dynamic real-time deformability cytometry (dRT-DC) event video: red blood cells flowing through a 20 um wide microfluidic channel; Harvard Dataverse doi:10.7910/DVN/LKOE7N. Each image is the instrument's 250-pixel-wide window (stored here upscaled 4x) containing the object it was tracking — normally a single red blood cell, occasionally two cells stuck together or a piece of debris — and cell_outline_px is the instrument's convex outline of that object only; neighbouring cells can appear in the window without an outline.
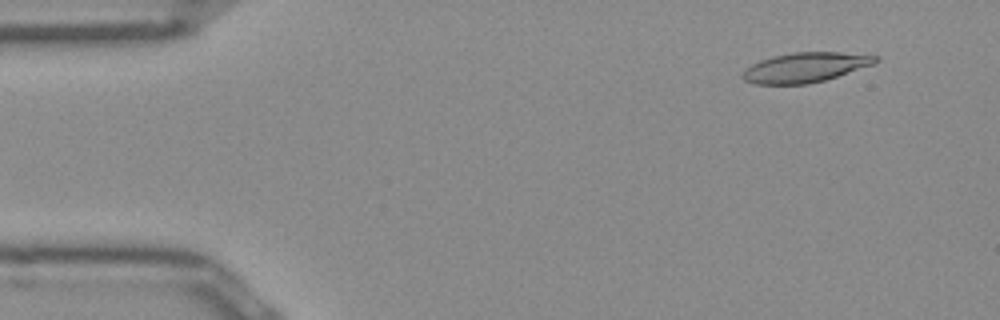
{"species": "Egyptian fruit bat (a non-hibernating species)", "species_latin": "Rousettus aegyptiacus", "temperature_condition": "room temperature", "stored_images_in_passage": 50, "camera_frame_rate_fps": 3000, "um_per_image_px": 0.085, "frame": {"image": 1, "passage_image": 4, "time_ms": 1.0, "image_size_px": [1000, 320], "cell_outline_px": [[880, 60], [872, 64], [824, 80], [808, 84], [756, 84], [744, 80], [740, 76], [740, 72], [744, 68], [760, 60], [772, 56], [792, 52], [840, 52], [880, 56]], "centroid_in_image_um": [68.38, 5.72], "position_along_channel_um": 16.6, "area_um2": 23.06}}
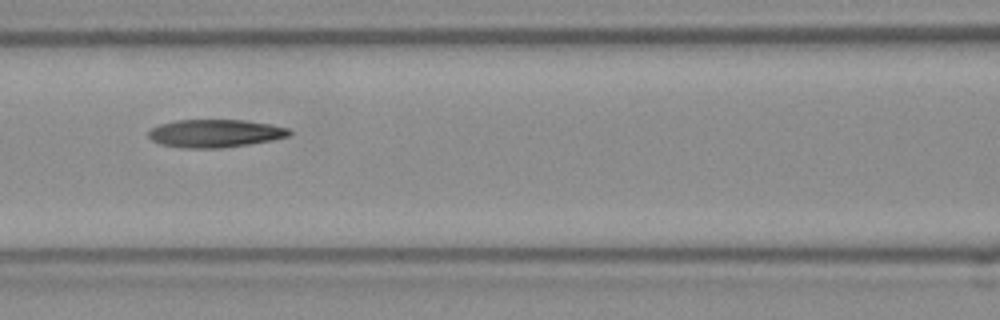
{"frame": {"image": 2, "passage_image": 21, "time_ms": 6.667, "image_size_px": [1000, 320], "cell_outline_px": [[292, 132], [288, 136], [272, 140], [248, 144], [220, 148], [180, 148], [160, 144], [152, 140], [148, 136], [148, 132], [152, 128], [160, 124], [176, 120], [244, 120], [272, 124], [288, 128]], "centroid_in_image_um": [18.27, 11.33], "position_along_channel_um": 148.3, "area_um2": 22.95}}
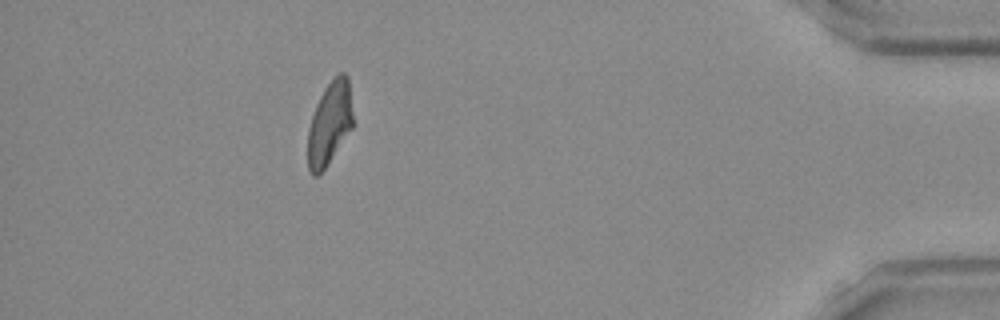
{"frame": {"image": 3, "passage_image": 45, "time_ms": 14.667, "image_size_px": [1000, 320], "cell_outline_px": [[352, 128], [324, 168], [316, 176], [312, 176], [308, 168], [308, 128], [316, 104], [324, 88], [340, 72], [344, 72], [348, 76], [352, 116]], "centroid_in_image_um": [28.0, 10.47], "position_along_channel_um": 407.2, "area_um2": 21.44}, "authors_computed_cell_mechanics": {"area_um2": 22.9466, "velocity_mm_per_s": 3.9502, "shape_relaxation_time_tau1_ms": null, "shape_relaxation_time_tau2_ms": 3.2916, "deformation_change_tau1": null, "deformation_change_tau2": 0.1259}}